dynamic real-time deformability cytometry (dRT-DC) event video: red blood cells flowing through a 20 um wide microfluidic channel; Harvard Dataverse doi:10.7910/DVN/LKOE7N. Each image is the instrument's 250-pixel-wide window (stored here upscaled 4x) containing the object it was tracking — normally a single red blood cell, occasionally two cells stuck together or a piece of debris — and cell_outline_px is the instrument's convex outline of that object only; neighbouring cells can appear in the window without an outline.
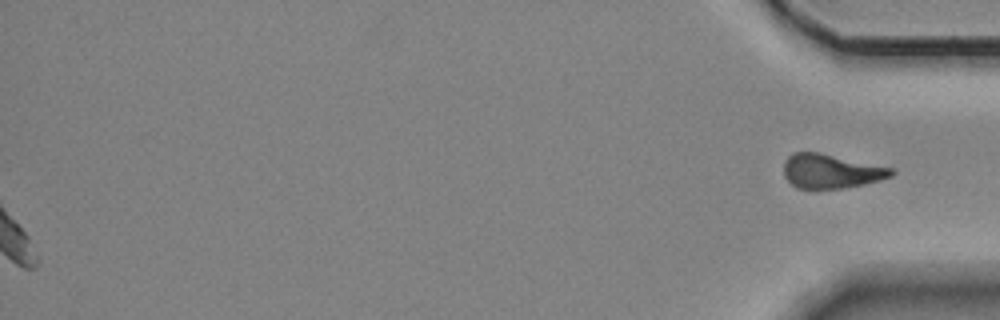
{"species": "Egyptian fruit bat (a non-hibernating species)", "species_latin": "Rousettus aegyptiacus", "temperature_condition": "room temperature", "stored_images_in_passage": 41, "segment_of_instrument_passage": [2, 2], "camera_frame_rate_fps": 3000, "um_per_image_px": 0.085, "animal": {"sex": "female"}, "frame": {"image": 1, "passage_image": 41, "time_ms": 13.333, "image_size_px": [1000, 320], "cell_outline_px": [[896, 172], [892, 176], [880, 180], [864, 184], [840, 188], [796, 188], [784, 176], [784, 160], [792, 152], [820, 152], [896, 168]], "centroid_in_image_um": [70.67, 14.53], "position_along_channel_um": 364.5, "area_um2": 21.68}}